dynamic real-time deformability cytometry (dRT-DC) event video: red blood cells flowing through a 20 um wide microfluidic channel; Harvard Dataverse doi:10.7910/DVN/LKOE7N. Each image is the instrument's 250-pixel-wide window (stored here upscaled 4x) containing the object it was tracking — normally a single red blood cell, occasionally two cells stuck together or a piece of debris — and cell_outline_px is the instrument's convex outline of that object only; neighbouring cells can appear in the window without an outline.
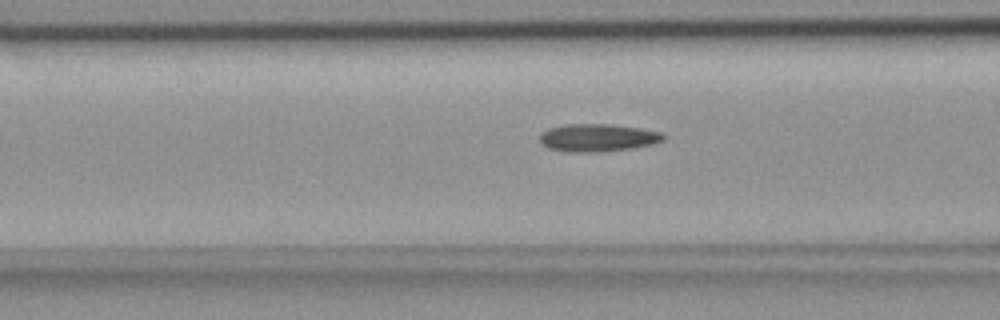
{"species": "common noctule bat (a hibernating species)", "species_latin": "Nyctalus noctula", "temperature_condition": "room temperature", "stored_images_in_passage": 49, "camera_frame_rate_fps": 3000, "um_per_image_px": 0.085, "animal": {"sex": "female", "body_mass_g": 18.4}, "frame": {"image": 1, "passage_image": 16, "time_ms": 5.0, "image_size_px": [1000, 320], "cell_outline_px": [[664, 140], [652, 144], [632, 148], [596, 152], [568, 152], [548, 148], [540, 144], [540, 132], [548, 128], [564, 124], [612, 124], [640, 128], [660, 132], [664, 136]], "centroid_in_image_um": [50.75, 11.7], "position_along_channel_um": 115.9, "area_um2": 20.06}}
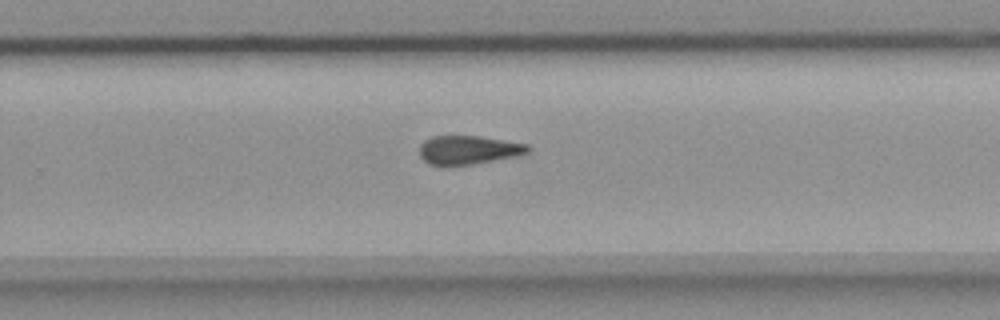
{"frame": {"image": 2, "passage_image": 30, "time_ms": 9.667, "image_size_px": [1000, 320], "cell_outline_px": [[532, 148], [528, 152], [512, 156], [472, 164], [428, 164], [420, 156], [420, 144], [424, 140], [432, 136], [480, 136], [528, 144]], "centroid_in_image_um": [39.8, 12.72], "position_along_channel_um": 290.0, "area_um2": 17.74}}
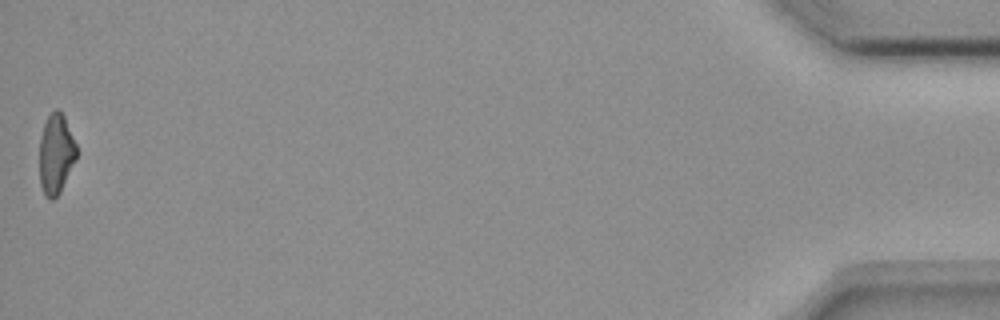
{"frame": {"image": 3, "passage_image": 49, "time_ms": 16.0, "image_size_px": [1000, 320], "cell_outline_px": [[76, 160], [60, 192], [52, 200], [48, 200], [44, 196], [40, 184], [40, 136], [44, 124], [48, 116], [56, 108], [64, 116], [76, 144]], "centroid_in_image_um": [4.75, 13.12], "position_along_channel_um": 430.5, "area_um2": 17.22}, "authors_computed_cell_mechanics": {"area_um2": 18.8428, "velocity_mm_per_s": 3.74, "shape_relaxation_time_tau1_ms": null, "shape_relaxation_time_tau2_ms": 4.6816, "deformation_change_tau1": null, "deformation_change_tau2": 0.1334}}